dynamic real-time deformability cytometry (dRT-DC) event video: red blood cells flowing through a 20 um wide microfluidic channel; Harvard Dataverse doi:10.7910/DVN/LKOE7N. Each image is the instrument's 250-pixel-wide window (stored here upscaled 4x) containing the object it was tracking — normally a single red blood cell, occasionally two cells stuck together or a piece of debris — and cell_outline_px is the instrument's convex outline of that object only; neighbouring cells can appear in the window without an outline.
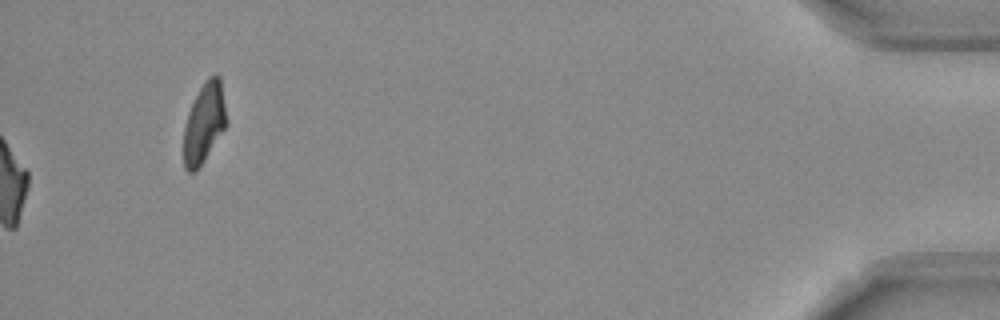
{"species": "Egyptian fruit bat (a non-hibernating species)", "species_latin": "Rousettus aegyptiacus", "temperature_condition": "room temperature", "stored_images_in_passage": 45, "camera_frame_rate_fps": 3000, "um_per_image_px": 0.085, "frame": {"image": 1, "passage_image": 45, "time_ms": 14.667, "image_size_px": [1000, 320], "cell_outline_px": [[228, 124], [196, 172], [188, 172], [184, 168], [184, 124], [188, 112], [200, 88], [208, 76], [216, 72], [220, 76], [228, 120]], "centroid_in_image_um": [17.37, 10.43], "position_along_channel_um": 417.8, "area_um2": 20.17}, "authors_computed_cell_mechanics": {"area_um2": 25.721, "velocity_mm_per_s": 3.7659, "shape_relaxation_time_tau1_ms": 5.7336, "shape_relaxation_time_tau2_ms": 8.4584, "deformation_change_tau1": 0.1724, "deformation_change_tau2": 0.197}}